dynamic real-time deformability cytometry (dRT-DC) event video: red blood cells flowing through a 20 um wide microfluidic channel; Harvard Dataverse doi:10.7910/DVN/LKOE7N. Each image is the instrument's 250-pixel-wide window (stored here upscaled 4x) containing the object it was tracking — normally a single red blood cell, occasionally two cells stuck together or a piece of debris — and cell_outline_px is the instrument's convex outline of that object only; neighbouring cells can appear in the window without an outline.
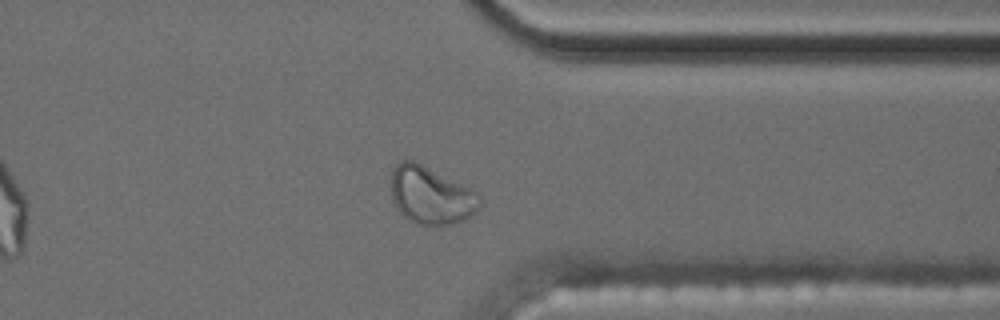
{"species": "common noctule bat (a hibernating species)", "species_latin": "Nyctalus noctula", "temperature_condition": "cold", "stored_images_in_passage": 42, "camera_frame_rate_fps": 3000, "um_per_image_px": 0.085, "animal": {"sex": "male", "body_mass_g": 17.5, "forearm_length_mm": 52.3}, "frame": {"image": 1, "passage_image": 30, "time_ms": 9.667, "image_size_px": [1000, 320], "cell_outline_px": [[480, 208], [476, 212], [452, 224], [420, 224], [408, 220], [396, 208], [392, 200], [388, 180], [392, 168], [400, 160], [412, 160], [472, 188], [480, 192]], "centroid_in_image_um": [36.58, 16.57], "position_along_channel_um": 374.8, "area_um2": 30.06}, "authors_computed_cell_mechanics": {"area_um2": 20.7213, "velocity_mm_per_s": 3.4982, "shape_relaxation_time_tau1_ms": null, "shape_relaxation_time_tau2_ms": 0.8723, "deformation_change_tau1": null, "deformation_change_tau2": 0.0654}}